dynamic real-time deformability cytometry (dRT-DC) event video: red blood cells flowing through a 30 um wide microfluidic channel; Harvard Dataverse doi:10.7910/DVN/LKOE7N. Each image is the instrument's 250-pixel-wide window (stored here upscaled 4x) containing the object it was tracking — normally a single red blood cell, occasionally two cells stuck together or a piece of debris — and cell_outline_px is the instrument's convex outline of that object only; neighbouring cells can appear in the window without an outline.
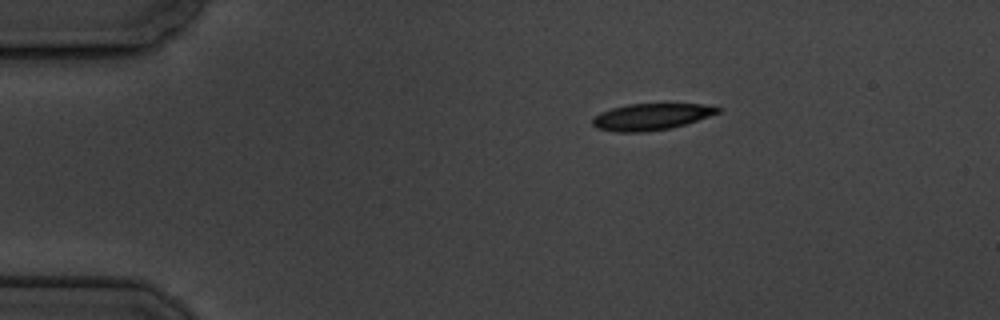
{"species": "common noctule bat (a hibernating species)", "species_latin": "Nyctalus noctula", "temperature_condition": "cold", "stored_images_in_passage": 3, "camera_frame_rate_fps": 3000, "um_per_image_px": 0.085, "animal": {"sex": "male", "body_mass_g": 19.5, "forearm_length_mm": 54.6}, "frame": {"image": 1, "passage_image": 1, "time_ms": 0.0, "image_size_px": [1000, 320], "cell_outline_px": [[724, 108], [720, 112], [672, 128], [644, 132], [616, 132], [596, 128], [592, 124], [592, 120], [600, 112], [612, 108], [628, 104], [704, 104]], "centroid_in_image_um": [55.35, 9.92], "position_along_channel_um": 29.7, "area_um2": 19.31}}